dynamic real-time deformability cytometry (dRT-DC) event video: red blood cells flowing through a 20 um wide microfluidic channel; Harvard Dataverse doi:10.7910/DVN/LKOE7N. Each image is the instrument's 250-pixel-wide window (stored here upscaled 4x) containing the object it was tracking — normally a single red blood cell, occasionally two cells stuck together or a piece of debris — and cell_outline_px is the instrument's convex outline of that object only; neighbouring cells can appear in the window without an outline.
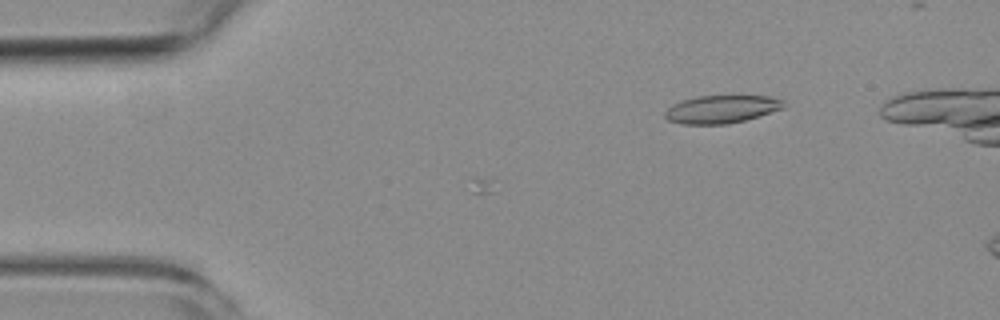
{"species": "common noctule bat (a hibernating species)", "species_latin": "Nyctalus noctula", "temperature_condition": "room temperature", "stored_images_in_passage": 2, "camera_frame_rate_fps": 3000, "um_per_image_px": 0.085, "animal": {"sex": "female", "body_mass_g": 19.3, "forearm_length_mm": 54.1}, "frame": {"image": 1, "passage_image": 2, "time_ms": 1.0, "image_size_px": [1000, 320], "cell_outline_px": [[784, 108], [760, 116], [728, 124], [680, 124], [668, 120], [664, 116], [664, 112], [672, 104], [680, 100], [696, 96], [768, 96], [784, 100]], "centroid_in_image_um": [61.3, 9.28], "position_along_channel_um": 23.7, "area_um2": 19.42}}